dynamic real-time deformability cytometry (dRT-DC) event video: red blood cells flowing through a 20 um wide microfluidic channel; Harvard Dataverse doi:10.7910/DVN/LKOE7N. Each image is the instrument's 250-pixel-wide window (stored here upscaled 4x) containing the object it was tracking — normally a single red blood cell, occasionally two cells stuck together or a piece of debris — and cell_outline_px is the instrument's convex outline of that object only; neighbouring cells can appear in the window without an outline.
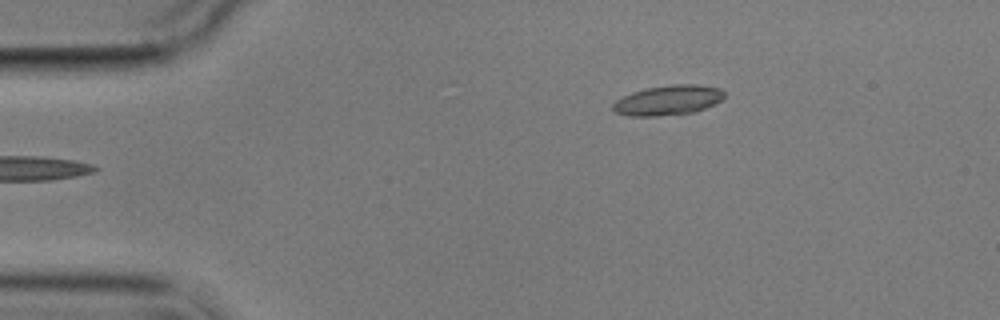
{"species": "common noctule bat (a hibernating species)", "species_latin": "Nyctalus noctula", "temperature_condition": "cold", "stored_images_in_passage": 3, "camera_frame_rate_fps": 3000, "um_per_image_px": 0.085, "animal": {"sex": "male", "body_mass_g": 17.9}, "frame": {"image": 1, "passage_image": 3, "time_ms": 2.333, "image_size_px": [1000, 320], "cell_outline_px": [[724, 96], [716, 104], [696, 112], [656, 116], [628, 116], [612, 112], [612, 104], [616, 100], [632, 92], [644, 88], [672, 84], [700, 84], [720, 88], [724, 92]], "centroid_in_image_um": [56.77, 8.52], "position_along_channel_um": 28.2, "area_um2": 19.71}}